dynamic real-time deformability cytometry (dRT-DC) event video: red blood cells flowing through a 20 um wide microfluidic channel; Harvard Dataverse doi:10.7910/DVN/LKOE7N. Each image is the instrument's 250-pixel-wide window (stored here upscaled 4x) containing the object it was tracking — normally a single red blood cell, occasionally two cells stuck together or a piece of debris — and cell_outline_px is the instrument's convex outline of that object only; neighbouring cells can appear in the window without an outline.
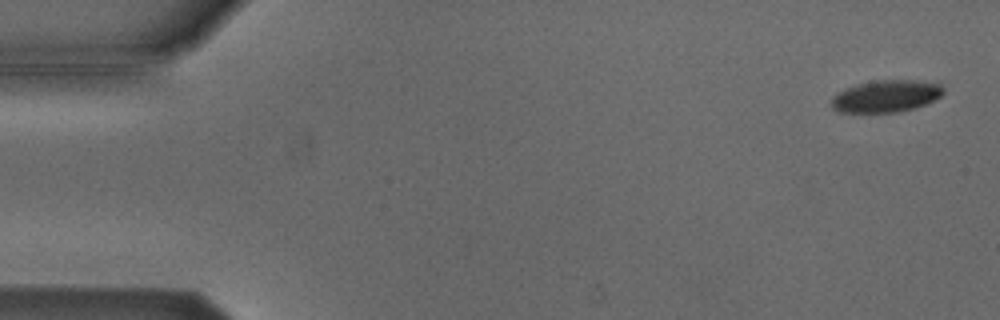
{"species": "Egyptian fruit bat (a non-hibernating species)", "species_latin": "Rousettus aegyptiacus", "temperature_condition": "cold", "stored_images_in_passage": 53, "camera_frame_rate_fps": 3000, "um_per_image_px": 0.085, "animal": {"sex": "male"}, "frame": {"image": 1, "passage_image": 2, "time_ms": 0.333, "image_size_px": [1000, 320], "cell_outline_px": [[944, 92], [940, 96], [924, 104], [912, 108], [896, 112], [840, 112], [832, 108], [832, 96], [836, 92], [844, 88], [856, 84], [876, 80], [916, 80], [940, 84], [944, 88]], "centroid_in_image_um": [75.27, 8.16], "position_along_channel_um": 9.7, "area_um2": 20.81}}
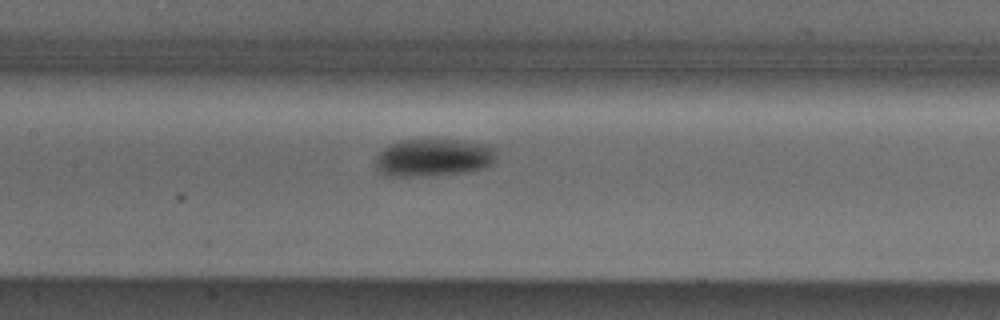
{"frame": {"image": 2, "passage_image": 25, "time_ms": 8.0, "image_size_px": [1000, 320], "cell_outline_px": [[496, 156], [492, 164], [488, 168], [464, 172], [428, 176], [384, 176], [376, 168], [376, 156], [388, 144], [396, 140], [456, 140], [484, 144], [496, 148]], "centroid_in_image_um": [36.83, 13.4], "position_along_channel_um": 170.6, "area_um2": 26.76}}
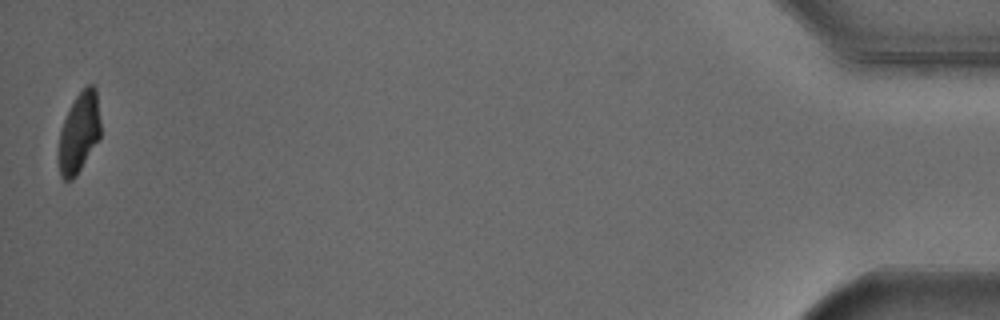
{"frame": {"image": 3, "passage_image": 53, "time_ms": 17.333, "image_size_px": [1000, 320], "cell_outline_px": [[100, 136], [76, 176], [72, 180], [64, 180], [60, 176], [60, 128], [76, 96], [88, 84], [92, 84], [96, 88], [100, 120]], "centroid_in_image_um": [6.74, 11.25], "position_along_channel_um": 428.5, "area_um2": 19.07}, "authors_computed_cell_mechanics": {"area_um2": 22.8888, "velocity_mm_per_s": 3.8253, "shape_relaxation_time_tau1_ms": 3.0973, "shape_relaxation_time_tau2_ms": null, "deformation_change_tau1": 0.1128, "deformation_change_tau2": null}}